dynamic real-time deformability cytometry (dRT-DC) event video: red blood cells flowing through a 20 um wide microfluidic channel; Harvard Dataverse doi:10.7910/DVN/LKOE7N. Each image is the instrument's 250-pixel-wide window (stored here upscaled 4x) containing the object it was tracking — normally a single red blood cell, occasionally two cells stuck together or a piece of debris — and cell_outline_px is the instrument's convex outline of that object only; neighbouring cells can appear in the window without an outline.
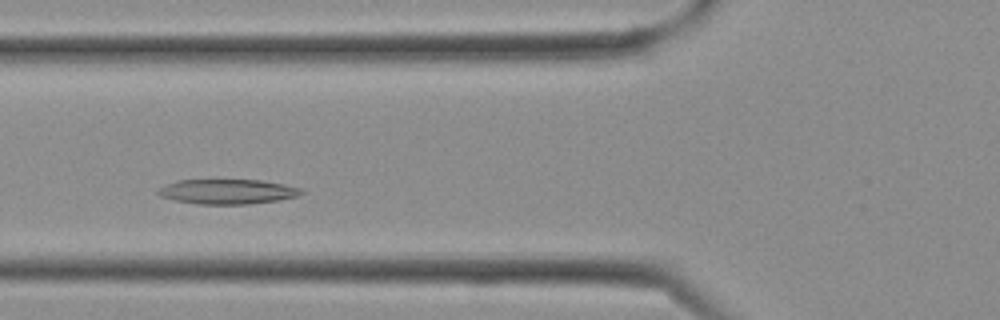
{"species": "Egyptian fruit bat (a non-hibernating species)", "species_latin": "Rousettus aegyptiacus", "temperature_condition": "cold", "stored_images_in_passage": 14, "camera_frame_rate_fps": 3000, "um_per_image_px": 0.085, "frame": {"image": 1, "passage_image": 3, "time_ms": 0.667, "image_size_px": [1000, 320], "cell_outline_px": [[304, 192], [296, 196], [280, 200], [248, 204], [200, 204], [176, 200], [160, 196], [156, 192], [164, 184], [180, 180], [260, 180], [284, 184], [300, 188]], "centroid_in_image_um": [19.33, 16.28], "position_along_channel_um": 106.5, "area_um2": 20.58}}
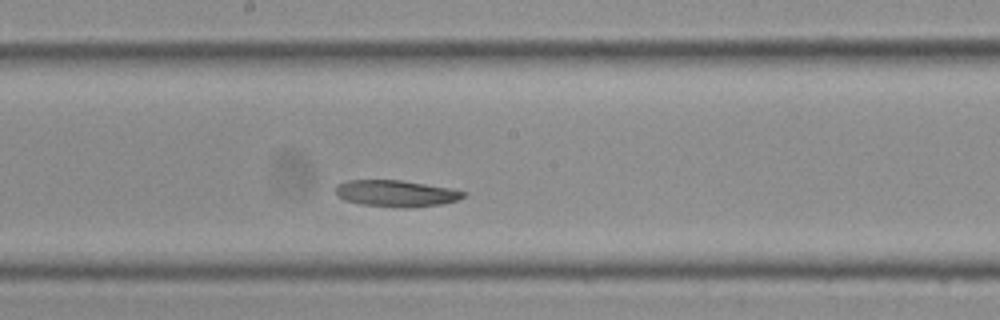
{"frame": {"image": 2, "passage_image": 8, "time_ms": 2.333, "image_size_px": [1000, 320], "cell_outline_px": [[468, 192], [464, 196], [456, 200], [440, 204], [412, 208], [396, 208], [360, 204], [344, 200], [336, 192], [336, 184], [348, 180], [400, 180], [452, 188]], "centroid_in_image_um": [33.68, 16.44], "position_along_channel_um": 214.5, "area_um2": 19.88}}
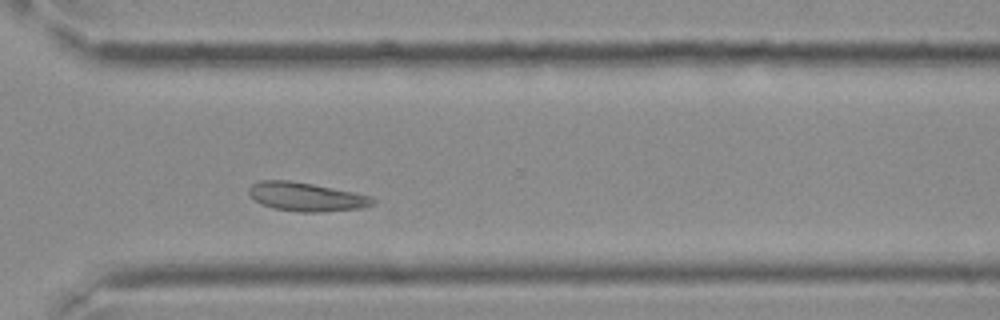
{"frame": {"image": 3, "passage_image": 14, "time_ms": 4.333, "image_size_px": [1000, 320], "cell_outline_px": [[376, 200], [372, 204], [364, 208], [320, 212], [300, 212], [272, 208], [256, 200], [248, 192], [248, 188], [252, 184], [260, 180], [288, 180], [312, 184], [372, 196]], "centroid_in_image_um": [26.04, 16.73], "position_along_channel_um": 344.6, "area_um2": 20.58}}